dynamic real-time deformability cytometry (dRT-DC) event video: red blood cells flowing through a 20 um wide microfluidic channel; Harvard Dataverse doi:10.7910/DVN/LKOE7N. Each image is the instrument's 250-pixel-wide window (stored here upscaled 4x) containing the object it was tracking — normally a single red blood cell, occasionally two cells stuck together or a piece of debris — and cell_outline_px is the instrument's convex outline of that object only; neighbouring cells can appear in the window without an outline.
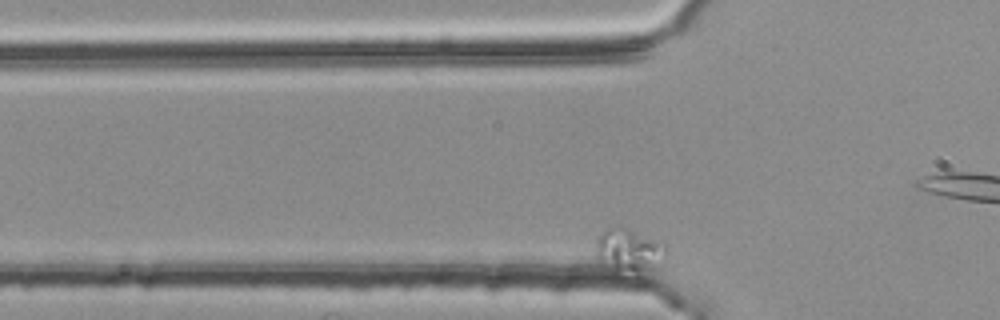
{"species": "common noctule bat (a hibernating species)", "species_latin": "Nyctalus noctula", "temperature_condition": "room temperature", "stored_images_in_passage": 51, "camera_frame_rate_fps": 3000, "um_per_image_px": 0.085, "animal": {"sex": "female", "body_mass_g": 25.1}, "frame": {"image": 1, "passage_image": 9, "time_ms": 2.667, "image_size_px": [1000, 320], "cell_outline_px": [[668, 244], [664, 252], [640, 272], [612, 272], [596, 256], [596, 240], [608, 228], [620, 224], [624, 224]], "centroid_in_image_um": [53.36, 21.17], "position_along_channel_um": 72.4, "area_um2": 17.4}}